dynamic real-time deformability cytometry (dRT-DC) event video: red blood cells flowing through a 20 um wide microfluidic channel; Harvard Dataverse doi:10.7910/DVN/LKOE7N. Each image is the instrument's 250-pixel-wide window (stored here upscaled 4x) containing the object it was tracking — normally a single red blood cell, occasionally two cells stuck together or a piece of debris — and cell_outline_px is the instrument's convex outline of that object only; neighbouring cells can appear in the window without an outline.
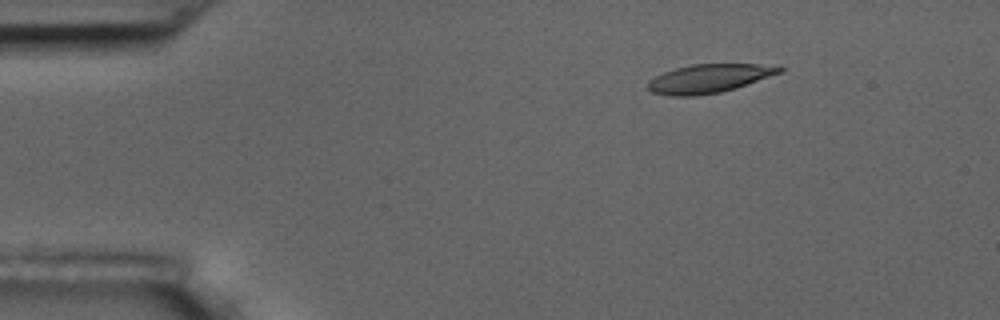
{"species": "common noctule bat (a hibernating species)", "species_latin": "Nyctalus noctula", "temperature_condition": "room temperature", "stored_images_in_passage": 5, "camera_frame_rate_fps": 3000, "um_per_image_px": 0.085, "animal": {"sex": "male", "body_mass_g": 17.5, "forearm_length_mm": 52.3}, "frame": {"image": 1, "passage_image": 3, "time_ms": 2.333, "image_size_px": [1000, 320], "cell_outline_px": [[784, 68], [780, 72], [736, 88], [720, 92], [696, 96], [672, 96], [652, 92], [648, 88], [648, 80], [664, 72], [676, 68], [692, 64], [756, 64]], "centroid_in_image_um": [60.2, 6.68], "position_along_channel_um": 24.8, "area_um2": 21.56}}